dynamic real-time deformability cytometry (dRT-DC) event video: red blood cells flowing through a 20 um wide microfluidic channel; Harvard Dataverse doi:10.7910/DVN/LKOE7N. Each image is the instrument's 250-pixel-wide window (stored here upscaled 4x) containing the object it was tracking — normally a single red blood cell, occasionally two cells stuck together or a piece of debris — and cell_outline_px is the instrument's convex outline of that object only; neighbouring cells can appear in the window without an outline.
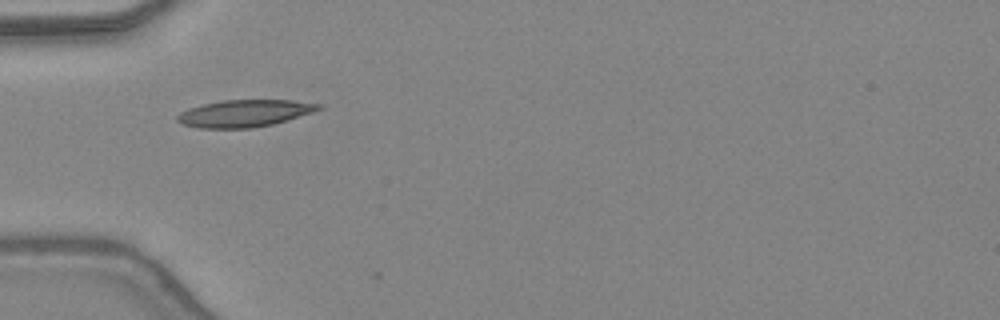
{"species": "common noctule bat (a hibernating species)", "species_latin": "Nyctalus noctula", "temperature_condition": "warm", "stored_images_in_passage": 30, "camera_frame_rate_fps": 3000, "um_per_image_px": 0.085, "animal": {"sex": "female", "body_mass_g": 24.6, "forearm_length_mm": 56.2}, "frame": {"image": 1, "passage_image": 1, "time_ms": 0.0, "image_size_px": [1000, 320], "cell_outline_px": [[324, 108], [288, 120], [272, 124], [252, 128], [200, 128], [180, 124], [176, 120], [176, 116], [180, 112], [188, 108], [220, 100], [292, 100], [324, 104]], "centroid_in_image_um": [20.79, 9.63], "position_along_channel_um": 64.2, "area_um2": 22.48}}
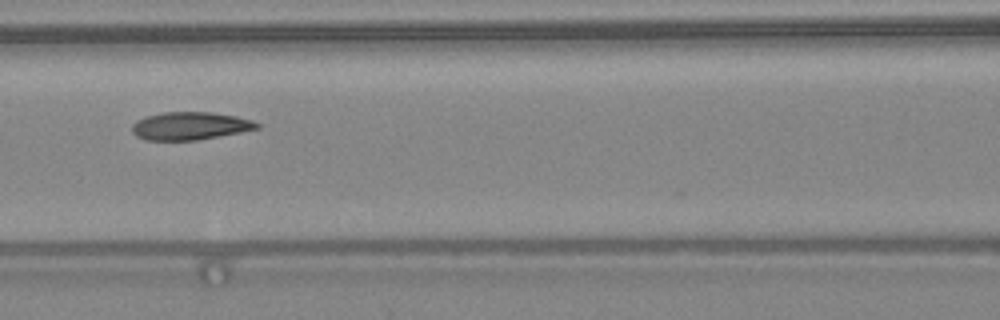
{"frame": {"image": 2, "passage_image": 7, "time_ms": 2.0, "image_size_px": [1000, 320], "cell_outline_px": [[260, 128], [240, 132], [196, 140], [144, 140], [136, 136], [132, 132], [132, 124], [136, 120], [144, 116], [164, 112], [212, 112], [236, 116], [252, 120], [260, 124]], "centroid_in_image_um": [16.12, 10.7], "position_along_channel_um": 150.5, "area_um2": 20.35}}
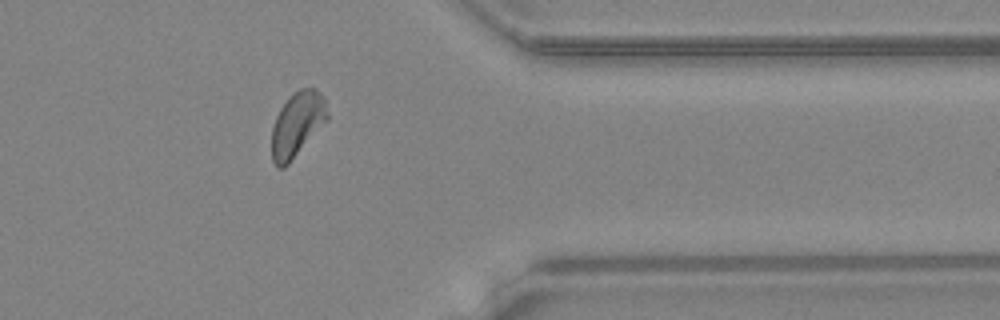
{"frame": {"image": 3, "passage_image": 24, "time_ms": 7.667, "image_size_px": [1000, 320], "cell_outline_px": [[328, 120], [288, 164], [284, 168], [276, 168], [272, 160], [272, 128], [276, 116], [280, 108], [288, 96], [292, 92], [300, 88], [316, 88], [320, 92], [324, 100], [328, 116]], "centroid_in_image_um": [25.24, 10.56], "position_along_channel_um": 386.2, "area_um2": 21.04}, "authors_computed_cell_mechanics": {"area_um2": 20.7791, "velocity_mm_per_s": 4.3799, "shape_relaxation_time_tau1_ms": 3.3481, "shape_relaxation_time_tau2_ms": 1.2186, "deformation_change_tau1": 0.1671, "deformation_change_tau2": 0.0786}}